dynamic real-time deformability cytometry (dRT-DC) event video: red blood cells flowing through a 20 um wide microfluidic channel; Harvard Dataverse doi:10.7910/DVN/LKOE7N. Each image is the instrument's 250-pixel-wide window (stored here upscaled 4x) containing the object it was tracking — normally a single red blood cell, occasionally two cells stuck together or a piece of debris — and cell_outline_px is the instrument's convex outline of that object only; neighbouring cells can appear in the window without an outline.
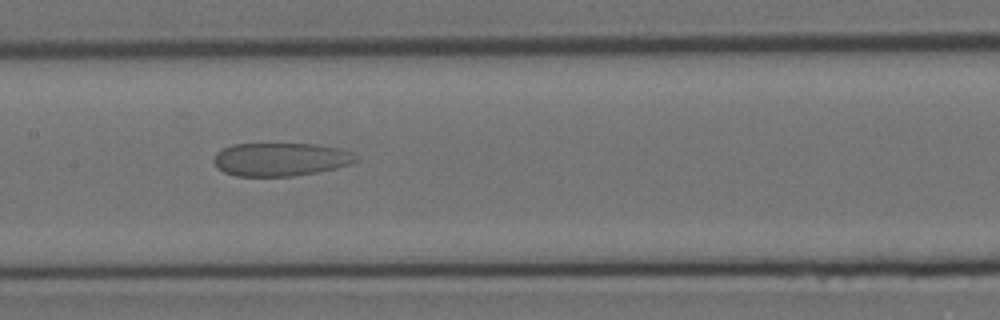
{"species": "Egyptian fruit bat (a non-hibernating species)", "species_latin": "Rousettus aegyptiacus", "temperature_condition": "room temperature", "stored_images_in_passage": 7, "camera_frame_rate_fps": 3000, "um_per_image_px": 0.085, "animal": {"sex": "female"}, "frame": {"image": 1, "passage_image": 6, "time_ms": 1.667, "image_size_px": [1000, 320], "cell_outline_px": [[360, 160], [352, 164], [336, 168], [316, 172], [292, 176], [236, 176], [224, 172], [216, 168], [212, 160], [216, 152], [220, 148], [232, 144], [320, 144], [340, 148], [352, 152], [360, 156]], "centroid_in_image_um": [23.86, 13.54], "position_along_channel_um": 183.5, "area_um2": 28.09}}
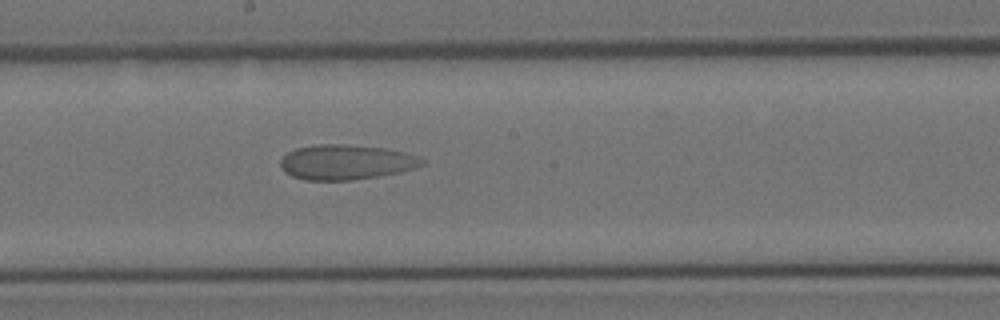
{"frame": {"image": 2, "passage_image": 7, "time_ms": 2.0, "image_size_px": [1000, 320], "cell_outline_px": [[428, 160], [424, 164], [416, 168], [400, 172], [380, 176], [352, 180], [304, 180], [292, 176], [284, 172], [280, 164], [280, 160], [288, 152], [296, 148], [316, 144], [344, 144], [384, 148], [404, 152], [420, 156]], "centroid_in_image_um": [29.45, 13.78], "position_along_channel_um": 218.7, "area_um2": 29.13}}